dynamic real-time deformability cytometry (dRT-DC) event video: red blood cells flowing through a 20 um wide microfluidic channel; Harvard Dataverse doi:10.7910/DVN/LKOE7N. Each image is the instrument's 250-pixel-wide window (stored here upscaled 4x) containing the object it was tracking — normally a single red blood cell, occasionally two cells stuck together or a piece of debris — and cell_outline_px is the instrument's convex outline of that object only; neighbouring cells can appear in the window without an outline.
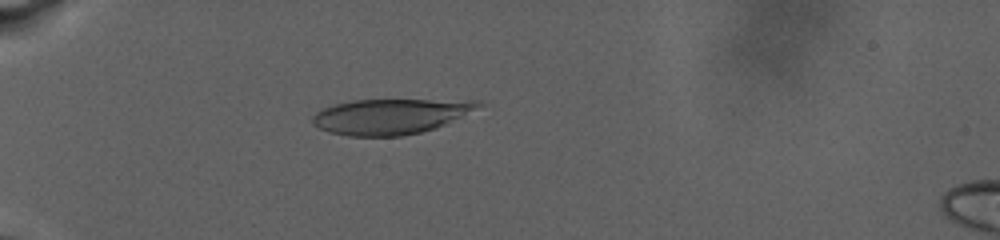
{"species": "human", "species_latin": "Homo sapiens", "temperature_condition": "warm", "stored_images_in_passage": 71, "camera_frame_rate_fps": 3000, "um_per_image_px": 0.085, "donor": {"sex": "male"}, "frame": {"image": 1, "passage_image": 19, "time_ms": 4.0, "image_size_px": [1000, 240], "cell_outline_px": [[484, 104], [436, 128], [420, 132], [400, 136], [348, 136], [328, 132], [312, 124], [312, 116], [316, 112], [324, 108], [336, 104], [352, 100], [476, 100]], "centroid_in_image_um": [33.13, 9.89], "position_along_channel_um": 51.9, "area_um2": 33.76}}
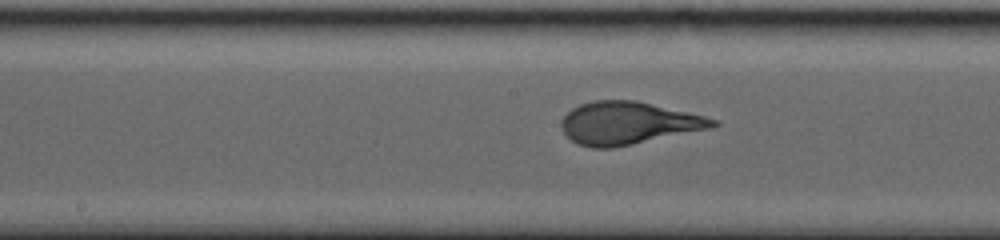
{"frame": {"image": 2, "passage_image": 49, "time_ms": 11.333, "image_size_px": [1000, 240], "cell_outline_px": [[720, 124], [712, 128], [612, 148], [592, 148], [576, 144], [564, 132], [560, 124], [560, 120], [572, 108], [580, 104], [592, 100], [636, 100], [704, 116], [716, 120]], "centroid_in_image_um": [53.37, 10.46], "position_along_channel_um": 194.8, "area_um2": 37.45}}
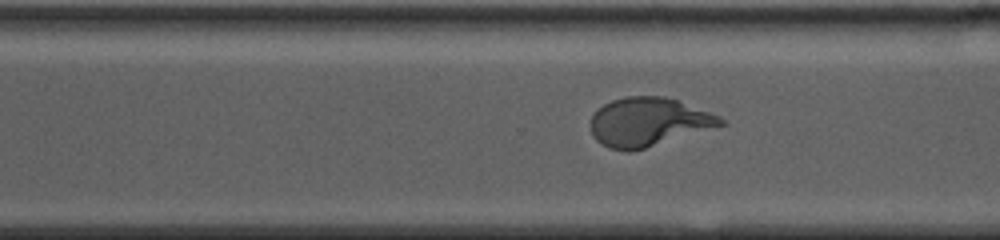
{"frame": {"image": 3, "passage_image": 70, "time_ms": 16.333, "image_size_px": [1000, 240], "cell_outline_px": [[728, 124], [644, 148], [608, 148], [596, 140], [592, 136], [588, 124], [592, 116], [604, 104], [612, 100], [628, 96], [664, 96], [676, 100], [720, 116]], "centroid_in_image_um": [55.11, 10.34], "position_along_channel_um": 315.5, "area_um2": 36.3}}